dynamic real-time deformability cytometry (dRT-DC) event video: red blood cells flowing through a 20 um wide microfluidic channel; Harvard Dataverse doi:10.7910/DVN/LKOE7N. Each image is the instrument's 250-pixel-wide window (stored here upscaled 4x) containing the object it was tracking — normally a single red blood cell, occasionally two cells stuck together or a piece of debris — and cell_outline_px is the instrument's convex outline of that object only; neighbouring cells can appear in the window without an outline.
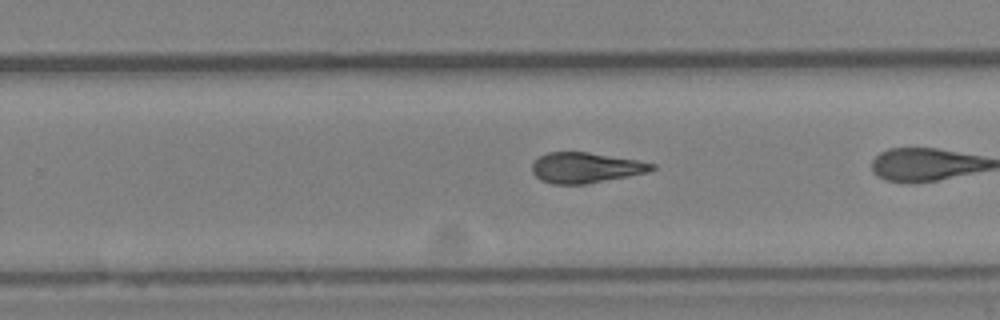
{"species": "Egyptian fruit bat (a non-hibernating species)", "species_latin": "Rousettus aegyptiacus", "temperature_condition": "cold", "stored_images_in_passage": 26, "camera_frame_rate_fps": 3000, "um_per_image_px": 0.085, "animal": {"sex": "female"}, "frame": {"image": 1, "passage_image": 19, "time_ms": 6.0, "image_size_px": [1000, 320], "cell_outline_px": [[656, 168], [648, 172], [628, 176], [584, 184], [552, 184], [540, 180], [532, 172], [532, 164], [540, 156], [548, 152], [588, 152], [636, 160], [656, 164]], "centroid_in_image_um": [49.77, 14.25], "position_along_channel_um": 280.0, "area_um2": 21.1}}
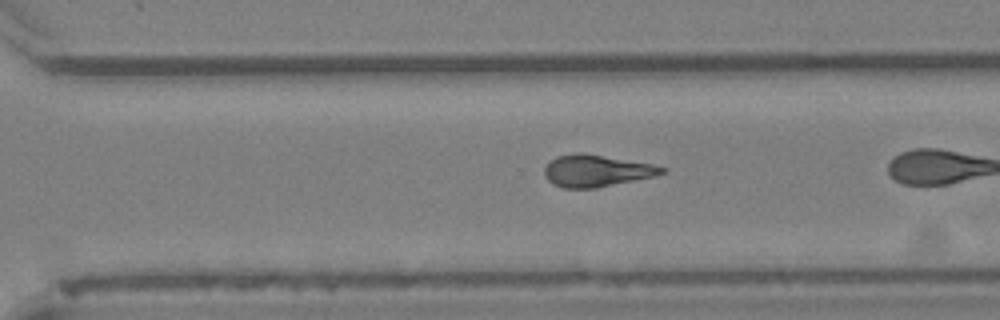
{"frame": {"image": 2, "passage_image": 22, "time_ms": 7.0, "image_size_px": [1000, 320], "cell_outline_px": [[668, 168], [664, 172], [652, 176], [596, 188], [564, 188], [552, 184], [544, 176], [544, 168], [556, 156], [576, 152], [580, 152], [652, 164]], "centroid_in_image_um": [50.64, 14.51], "position_along_channel_um": 320.0, "area_um2": 21.56}}